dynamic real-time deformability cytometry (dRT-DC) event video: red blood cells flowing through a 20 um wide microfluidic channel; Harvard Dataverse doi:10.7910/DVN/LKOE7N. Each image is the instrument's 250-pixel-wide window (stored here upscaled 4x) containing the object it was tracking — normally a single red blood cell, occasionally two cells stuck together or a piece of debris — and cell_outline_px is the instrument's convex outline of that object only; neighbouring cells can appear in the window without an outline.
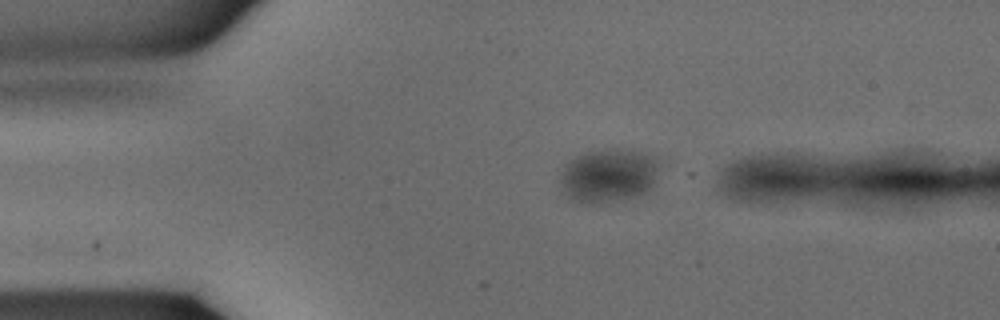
{"species": "common noctule bat (a hibernating species)", "species_latin": "Nyctalus noctula", "temperature_condition": "warm", "stored_images_in_passage": 9, "camera_frame_rate_fps": 3000, "um_per_image_px": 0.085, "animal": {"sex": "male", "body_mass_g": 15.6}, "frame": {"image": 1, "passage_image": 3, "time_ms": 0.667, "image_size_px": [1000, 320], "cell_outline_px": [[660, 164], [656, 180], [652, 188], [636, 196], [624, 200], [608, 204], [584, 204], [568, 200], [560, 192], [556, 180], [564, 164], [576, 156], [584, 152], [604, 148], [616, 148], [640, 152], [656, 156]], "centroid_in_image_um": [51.64, 14.95], "position_along_channel_um": 33.4, "area_um2": 32.77}}